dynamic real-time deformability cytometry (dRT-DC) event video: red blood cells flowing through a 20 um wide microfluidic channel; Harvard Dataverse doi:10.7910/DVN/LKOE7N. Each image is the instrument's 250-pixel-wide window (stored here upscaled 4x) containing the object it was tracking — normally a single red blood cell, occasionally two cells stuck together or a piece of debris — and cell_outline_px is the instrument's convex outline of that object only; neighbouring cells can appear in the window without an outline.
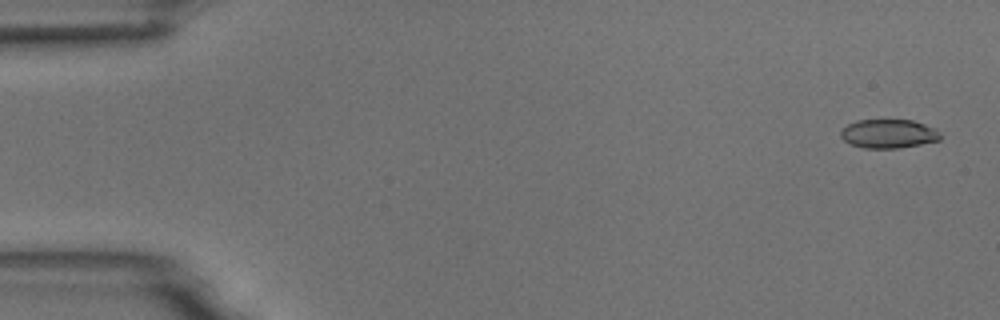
{"species": "common noctule bat (a hibernating species)", "species_latin": "Nyctalus noctula", "temperature_condition": "room temperature", "stored_images_in_passage": 5, "camera_frame_rate_fps": 3000, "um_per_image_px": 0.085, "animal": {"sex": "male", "body_mass_g": 18.8}, "frame": {"image": 1, "passage_image": 1, "time_ms": 0.0, "image_size_px": [1000, 320], "cell_outline_px": [[940, 140], [900, 148], [864, 148], [852, 144], [844, 140], [840, 136], [840, 132], [848, 124], [856, 120], [912, 120], [924, 124], [940, 132]], "centroid_in_image_um": [75.51, 11.37], "position_along_channel_um": 9.5, "area_um2": 16.59}}
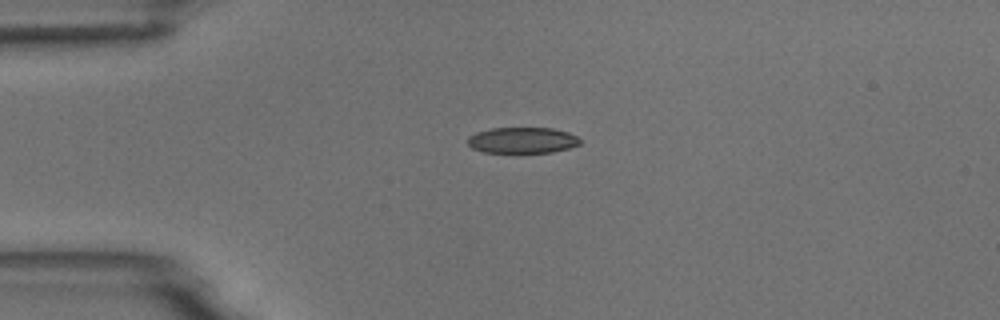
{"frame": {"image": 2, "passage_image": 4, "time_ms": 3.667, "image_size_px": [1000, 320], "cell_outline_px": [[580, 144], [568, 148], [552, 152], [484, 152], [472, 148], [468, 144], [468, 136], [476, 132], [492, 128], [552, 128], [568, 132], [576, 136], [580, 140]], "centroid_in_image_um": [44.38, 11.91], "position_along_channel_um": 40.6, "area_um2": 16.88}}